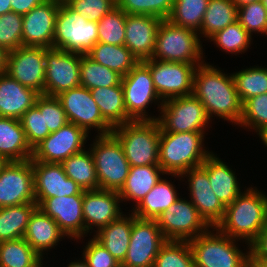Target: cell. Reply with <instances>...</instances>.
I'll list each match as a JSON object with an SVG mask.
<instances>
[{"label": "cell", "instance_id": "7bdbcfd3", "mask_svg": "<svg viewBox=\"0 0 267 267\" xmlns=\"http://www.w3.org/2000/svg\"><path fill=\"white\" fill-rule=\"evenodd\" d=\"M126 16L127 13L117 6L105 14L97 22L98 42L124 45Z\"/></svg>", "mask_w": 267, "mask_h": 267}, {"label": "cell", "instance_id": "e0dca14e", "mask_svg": "<svg viewBox=\"0 0 267 267\" xmlns=\"http://www.w3.org/2000/svg\"><path fill=\"white\" fill-rule=\"evenodd\" d=\"M88 135L83 128L68 122L33 148L31 160L62 163L71 155L85 150Z\"/></svg>", "mask_w": 267, "mask_h": 267}, {"label": "cell", "instance_id": "680465c9", "mask_svg": "<svg viewBox=\"0 0 267 267\" xmlns=\"http://www.w3.org/2000/svg\"><path fill=\"white\" fill-rule=\"evenodd\" d=\"M67 267H88L87 266V263L84 261V259H82V260H74V262H70L69 264H68V266Z\"/></svg>", "mask_w": 267, "mask_h": 267}, {"label": "cell", "instance_id": "ab89813d", "mask_svg": "<svg viewBox=\"0 0 267 267\" xmlns=\"http://www.w3.org/2000/svg\"><path fill=\"white\" fill-rule=\"evenodd\" d=\"M209 0H174L168 20L174 25L200 31Z\"/></svg>", "mask_w": 267, "mask_h": 267}, {"label": "cell", "instance_id": "9f6ffc18", "mask_svg": "<svg viewBox=\"0 0 267 267\" xmlns=\"http://www.w3.org/2000/svg\"><path fill=\"white\" fill-rule=\"evenodd\" d=\"M7 55L8 51L0 46V75L6 71Z\"/></svg>", "mask_w": 267, "mask_h": 267}, {"label": "cell", "instance_id": "f546056e", "mask_svg": "<svg viewBox=\"0 0 267 267\" xmlns=\"http://www.w3.org/2000/svg\"><path fill=\"white\" fill-rule=\"evenodd\" d=\"M133 223V213L122 214L107 226L96 231L93 237L101 243L120 264L127 255Z\"/></svg>", "mask_w": 267, "mask_h": 267}, {"label": "cell", "instance_id": "11a10c76", "mask_svg": "<svg viewBox=\"0 0 267 267\" xmlns=\"http://www.w3.org/2000/svg\"><path fill=\"white\" fill-rule=\"evenodd\" d=\"M248 267H267V261L256 258L251 252L248 259Z\"/></svg>", "mask_w": 267, "mask_h": 267}, {"label": "cell", "instance_id": "8992f818", "mask_svg": "<svg viewBox=\"0 0 267 267\" xmlns=\"http://www.w3.org/2000/svg\"><path fill=\"white\" fill-rule=\"evenodd\" d=\"M130 166L159 164L160 125L156 121H132L112 130Z\"/></svg>", "mask_w": 267, "mask_h": 267}, {"label": "cell", "instance_id": "60d3db41", "mask_svg": "<svg viewBox=\"0 0 267 267\" xmlns=\"http://www.w3.org/2000/svg\"><path fill=\"white\" fill-rule=\"evenodd\" d=\"M208 40L210 42L213 41L221 51L223 50L228 54L231 53L234 55H238L239 53L240 55V53H245L250 48L252 36L236 21L215 33Z\"/></svg>", "mask_w": 267, "mask_h": 267}, {"label": "cell", "instance_id": "2e32d148", "mask_svg": "<svg viewBox=\"0 0 267 267\" xmlns=\"http://www.w3.org/2000/svg\"><path fill=\"white\" fill-rule=\"evenodd\" d=\"M80 64L81 53L46 48L45 95L56 97L81 86Z\"/></svg>", "mask_w": 267, "mask_h": 267}, {"label": "cell", "instance_id": "4dcf8cb0", "mask_svg": "<svg viewBox=\"0 0 267 267\" xmlns=\"http://www.w3.org/2000/svg\"><path fill=\"white\" fill-rule=\"evenodd\" d=\"M90 92L103 119L112 128L133 121L126 112L121 83L111 87L94 88Z\"/></svg>", "mask_w": 267, "mask_h": 267}, {"label": "cell", "instance_id": "d4e9b609", "mask_svg": "<svg viewBox=\"0 0 267 267\" xmlns=\"http://www.w3.org/2000/svg\"><path fill=\"white\" fill-rule=\"evenodd\" d=\"M39 93L6 73L0 75V117L20 119L36 103Z\"/></svg>", "mask_w": 267, "mask_h": 267}, {"label": "cell", "instance_id": "7c38bea8", "mask_svg": "<svg viewBox=\"0 0 267 267\" xmlns=\"http://www.w3.org/2000/svg\"><path fill=\"white\" fill-rule=\"evenodd\" d=\"M156 222L166 240L188 241L210 228L195 205L182 197L163 211Z\"/></svg>", "mask_w": 267, "mask_h": 267}, {"label": "cell", "instance_id": "b9f144b4", "mask_svg": "<svg viewBox=\"0 0 267 267\" xmlns=\"http://www.w3.org/2000/svg\"><path fill=\"white\" fill-rule=\"evenodd\" d=\"M153 267H195L188 241L167 240L160 247Z\"/></svg>", "mask_w": 267, "mask_h": 267}, {"label": "cell", "instance_id": "d590c367", "mask_svg": "<svg viewBox=\"0 0 267 267\" xmlns=\"http://www.w3.org/2000/svg\"><path fill=\"white\" fill-rule=\"evenodd\" d=\"M87 150L71 155L61 164L65 174L73 179L83 191L97 190L99 182L95 163L90 149Z\"/></svg>", "mask_w": 267, "mask_h": 267}, {"label": "cell", "instance_id": "603a6c76", "mask_svg": "<svg viewBox=\"0 0 267 267\" xmlns=\"http://www.w3.org/2000/svg\"><path fill=\"white\" fill-rule=\"evenodd\" d=\"M34 176L35 198L83 195L82 188L63 169L61 163L31 160Z\"/></svg>", "mask_w": 267, "mask_h": 267}, {"label": "cell", "instance_id": "db71d44e", "mask_svg": "<svg viewBox=\"0 0 267 267\" xmlns=\"http://www.w3.org/2000/svg\"><path fill=\"white\" fill-rule=\"evenodd\" d=\"M44 1L45 0H11V10L17 14L25 15Z\"/></svg>", "mask_w": 267, "mask_h": 267}, {"label": "cell", "instance_id": "1f68e13d", "mask_svg": "<svg viewBox=\"0 0 267 267\" xmlns=\"http://www.w3.org/2000/svg\"><path fill=\"white\" fill-rule=\"evenodd\" d=\"M171 180L161 178L131 211L137 218L156 220L158 216L178 198L176 187Z\"/></svg>", "mask_w": 267, "mask_h": 267}, {"label": "cell", "instance_id": "94428289", "mask_svg": "<svg viewBox=\"0 0 267 267\" xmlns=\"http://www.w3.org/2000/svg\"><path fill=\"white\" fill-rule=\"evenodd\" d=\"M232 1L236 4V6L238 8V7L250 4L252 2L259 1V0H232Z\"/></svg>", "mask_w": 267, "mask_h": 267}, {"label": "cell", "instance_id": "44dd1931", "mask_svg": "<svg viewBox=\"0 0 267 267\" xmlns=\"http://www.w3.org/2000/svg\"><path fill=\"white\" fill-rule=\"evenodd\" d=\"M59 0H45L23 15L22 45L53 48Z\"/></svg>", "mask_w": 267, "mask_h": 267}, {"label": "cell", "instance_id": "cb8c5ba5", "mask_svg": "<svg viewBox=\"0 0 267 267\" xmlns=\"http://www.w3.org/2000/svg\"><path fill=\"white\" fill-rule=\"evenodd\" d=\"M161 21L151 15L127 14L124 45L139 62L152 58Z\"/></svg>", "mask_w": 267, "mask_h": 267}, {"label": "cell", "instance_id": "e575fe53", "mask_svg": "<svg viewBox=\"0 0 267 267\" xmlns=\"http://www.w3.org/2000/svg\"><path fill=\"white\" fill-rule=\"evenodd\" d=\"M237 16L238 8L232 0H209L199 31L200 38L203 36L208 40L218 31L236 22Z\"/></svg>", "mask_w": 267, "mask_h": 267}, {"label": "cell", "instance_id": "4316f807", "mask_svg": "<svg viewBox=\"0 0 267 267\" xmlns=\"http://www.w3.org/2000/svg\"><path fill=\"white\" fill-rule=\"evenodd\" d=\"M65 236L56 221L37 208L30 217L23 238L44 259V252L51 248L55 249Z\"/></svg>", "mask_w": 267, "mask_h": 267}, {"label": "cell", "instance_id": "ee69618b", "mask_svg": "<svg viewBox=\"0 0 267 267\" xmlns=\"http://www.w3.org/2000/svg\"><path fill=\"white\" fill-rule=\"evenodd\" d=\"M238 126L256 133L267 128V93L256 95L242 104V117Z\"/></svg>", "mask_w": 267, "mask_h": 267}, {"label": "cell", "instance_id": "6da1fadb", "mask_svg": "<svg viewBox=\"0 0 267 267\" xmlns=\"http://www.w3.org/2000/svg\"><path fill=\"white\" fill-rule=\"evenodd\" d=\"M222 71L208 62L197 66L192 94L203 103L210 120L216 116L238 125L242 117V103L232 74Z\"/></svg>", "mask_w": 267, "mask_h": 267}, {"label": "cell", "instance_id": "5b68a950", "mask_svg": "<svg viewBox=\"0 0 267 267\" xmlns=\"http://www.w3.org/2000/svg\"><path fill=\"white\" fill-rule=\"evenodd\" d=\"M238 241L215 227L188 240L195 267H248L250 247L243 253Z\"/></svg>", "mask_w": 267, "mask_h": 267}, {"label": "cell", "instance_id": "f1b7e54d", "mask_svg": "<svg viewBox=\"0 0 267 267\" xmlns=\"http://www.w3.org/2000/svg\"><path fill=\"white\" fill-rule=\"evenodd\" d=\"M159 164L146 166H130L124 186L119 191L122 203L133 201L137 206L145 195L165 176Z\"/></svg>", "mask_w": 267, "mask_h": 267}, {"label": "cell", "instance_id": "74e56055", "mask_svg": "<svg viewBox=\"0 0 267 267\" xmlns=\"http://www.w3.org/2000/svg\"><path fill=\"white\" fill-rule=\"evenodd\" d=\"M122 76L81 54L80 83L81 86L91 90L99 87H111L121 83Z\"/></svg>", "mask_w": 267, "mask_h": 267}, {"label": "cell", "instance_id": "7a4b0ae2", "mask_svg": "<svg viewBox=\"0 0 267 267\" xmlns=\"http://www.w3.org/2000/svg\"><path fill=\"white\" fill-rule=\"evenodd\" d=\"M267 226V195L256 187L245 190L225 206L223 219L217 228L224 235L250 245Z\"/></svg>", "mask_w": 267, "mask_h": 267}, {"label": "cell", "instance_id": "8fae6325", "mask_svg": "<svg viewBox=\"0 0 267 267\" xmlns=\"http://www.w3.org/2000/svg\"><path fill=\"white\" fill-rule=\"evenodd\" d=\"M142 62L149 68L155 90L163 102L193 93L194 73L196 67L201 64L167 62L152 58Z\"/></svg>", "mask_w": 267, "mask_h": 267}, {"label": "cell", "instance_id": "f5cc1de1", "mask_svg": "<svg viewBox=\"0 0 267 267\" xmlns=\"http://www.w3.org/2000/svg\"><path fill=\"white\" fill-rule=\"evenodd\" d=\"M250 252L258 259L267 261V226L250 245Z\"/></svg>", "mask_w": 267, "mask_h": 267}, {"label": "cell", "instance_id": "30bf717a", "mask_svg": "<svg viewBox=\"0 0 267 267\" xmlns=\"http://www.w3.org/2000/svg\"><path fill=\"white\" fill-rule=\"evenodd\" d=\"M121 85L126 112L133 121L158 120V117L150 116L146 112L147 108L156 101L160 111L163 101L155 90L149 68L143 62H138L128 74L122 77Z\"/></svg>", "mask_w": 267, "mask_h": 267}, {"label": "cell", "instance_id": "f907efd6", "mask_svg": "<svg viewBox=\"0 0 267 267\" xmlns=\"http://www.w3.org/2000/svg\"><path fill=\"white\" fill-rule=\"evenodd\" d=\"M64 2L82 17L94 22H99L105 14L116 7V0H65Z\"/></svg>", "mask_w": 267, "mask_h": 267}, {"label": "cell", "instance_id": "f6af8a7d", "mask_svg": "<svg viewBox=\"0 0 267 267\" xmlns=\"http://www.w3.org/2000/svg\"><path fill=\"white\" fill-rule=\"evenodd\" d=\"M174 0H116V6L127 14L151 15L168 19Z\"/></svg>", "mask_w": 267, "mask_h": 267}, {"label": "cell", "instance_id": "484cf974", "mask_svg": "<svg viewBox=\"0 0 267 267\" xmlns=\"http://www.w3.org/2000/svg\"><path fill=\"white\" fill-rule=\"evenodd\" d=\"M213 152L201 167L207 172L211 188L224 206L231 204L241 193L234 170Z\"/></svg>", "mask_w": 267, "mask_h": 267}, {"label": "cell", "instance_id": "52a82bcc", "mask_svg": "<svg viewBox=\"0 0 267 267\" xmlns=\"http://www.w3.org/2000/svg\"><path fill=\"white\" fill-rule=\"evenodd\" d=\"M92 142L89 149L94 159L99 189L119 192L130 170L121 143L112 133L96 135Z\"/></svg>", "mask_w": 267, "mask_h": 267}, {"label": "cell", "instance_id": "6125c7cd", "mask_svg": "<svg viewBox=\"0 0 267 267\" xmlns=\"http://www.w3.org/2000/svg\"><path fill=\"white\" fill-rule=\"evenodd\" d=\"M6 163L7 161L2 156H0V171Z\"/></svg>", "mask_w": 267, "mask_h": 267}, {"label": "cell", "instance_id": "277c9868", "mask_svg": "<svg viewBox=\"0 0 267 267\" xmlns=\"http://www.w3.org/2000/svg\"><path fill=\"white\" fill-rule=\"evenodd\" d=\"M199 32L174 25L168 19L159 24L152 59L167 62L204 64Z\"/></svg>", "mask_w": 267, "mask_h": 267}, {"label": "cell", "instance_id": "c3c4849f", "mask_svg": "<svg viewBox=\"0 0 267 267\" xmlns=\"http://www.w3.org/2000/svg\"><path fill=\"white\" fill-rule=\"evenodd\" d=\"M35 106L44 112L45 129L50 133L56 132L68 123L64 108L56 97L40 95Z\"/></svg>", "mask_w": 267, "mask_h": 267}, {"label": "cell", "instance_id": "9c48e42d", "mask_svg": "<svg viewBox=\"0 0 267 267\" xmlns=\"http://www.w3.org/2000/svg\"><path fill=\"white\" fill-rule=\"evenodd\" d=\"M157 121L160 132L205 133L212 120L208 117L203 103L191 94L164 101Z\"/></svg>", "mask_w": 267, "mask_h": 267}, {"label": "cell", "instance_id": "836d02e7", "mask_svg": "<svg viewBox=\"0 0 267 267\" xmlns=\"http://www.w3.org/2000/svg\"><path fill=\"white\" fill-rule=\"evenodd\" d=\"M36 202L0 208V242L23 238Z\"/></svg>", "mask_w": 267, "mask_h": 267}, {"label": "cell", "instance_id": "681fc988", "mask_svg": "<svg viewBox=\"0 0 267 267\" xmlns=\"http://www.w3.org/2000/svg\"><path fill=\"white\" fill-rule=\"evenodd\" d=\"M19 120L32 149L50 134L49 129H45L44 112H40L35 105Z\"/></svg>", "mask_w": 267, "mask_h": 267}, {"label": "cell", "instance_id": "816d5d0a", "mask_svg": "<svg viewBox=\"0 0 267 267\" xmlns=\"http://www.w3.org/2000/svg\"><path fill=\"white\" fill-rule=\"evenodd\" d=\"M82 258L88 267H118L120 262L94 237L83 248Z\"/></svg>", "mask_w": 267, "mask_h": 267}, {"label": "cell", "instance_id": "bcb514c9", "mask_svg": "<svg viewBox=\"0 0 267 267\" xmlns=\"http://www.w3.org/2000/svg\"><path fill=\"white\" fill-rule=\"evenodd\" d=\"M237 21L252 36L253 33L265 35L267 30V10L262 1L238 7Z\"/></svg>", "mask_w": 267, "mask_h": 267}, {"label": "cell", "instance_id": "9a60e30c", "mask_svg": "<svg viewBox=\"0 0 267 267\" xmlns=\"http://www.w3.org/2000/svg\"><path fill=\"white\" fill-rule=\"evenodd\" d=\"M46 48L21 46L8 52L5 73L21 85L45 95Z\"/></svg>", "mask_w": 267, "mask_h": 267}, {"label": "cell", "instance_id": "83f0119b", "mask_svg": "<svg viewBox=\"0 0 267 267\" xmlns=\"http://www.w3.org/2000/svg\"><path fill=\"white\" fill-rule=\"evenodd\" d=\"M32 152L20 120L0 117V156L7 162L27 161Z\"/></svg>", "mask_w": 267, "mask_h": 267}, {"label": "cell", "instance_id": "7402d4cb", "mask_svg": "<svg viewBox=\"0 0 267 267\" xmlns=\"http://www.w3.org/2000/svg\"><path fill=\"white\" fill-rule=\"evenodd\" d=\"M120 203L122 201L118 191L103 189L84 191L82 210L85 236L88 233L91 235V233L99 231L124 214L120 208ZM94 227L97 230H94Z\"/></svg>", "mask_w": 267, "mask_h": 267}, {"label": "cell", "instance_id": "ba28073f", "mask_svg": "<svg viewBox=\"0 0 267 267\" xmlns=\"http://www.w3.org/2000/svg\"><path fill=\"white\" fill-rule=\"evenodd\" d=\"M97 42V22L87 20L61 1L55 20L53 48L86 54Z\"/></svg>", "mask_w": 267, "mask_h": 267}, {"label": "cell", "instance_id": "6f0895ef", "mask_svg": "<svg viewBox=\"0 0 267 267\" xmlns=\"http://www.w3.org/2000/svg\"><path fill=\"white\" fill-rule=\"evenodd\" d=\"M11 0H0V15L12 12Z\"/></svg>", "mask_w": 267, "mask_h": 267}, {"label": "cell", "instance_id": "ac0fdd59", "mask_svg": "<svg viewBox=\"0 0 267 267\" xmlns=\"http://www.w3.org/2000/svg\"><path fill=\"white\" fill-rule=\"evenodd\" d=\"M36 202L31 159L9 161L0 171V208Z\"/></svg>", "mask_w": 267, "mask_h": 267}, {"label": "cell", "instance_id": "d6a6232c", "mask_svg": "<svg viewBox=\"0 0 267 267\" xmlns=\"http://www.w3.org/2000/svg\"><path fill=\"white\" fill-rule=\"evenodd\" d=\"M86 55L93 61L116 71L122 77L139 62L125 45L97 42Z\"/></svg>", "mask_w": 267, "mask_h": 267}, {"label": "cell", "instance_id": "7dc6e473", "mask_svg": "<svg viewBox=\"0 0 267 267\" xmlns=\"http://www.w3.org/2000/svg\"><path fill=\"white\" fill-rule=\"evenodd\" d=\"M23 15L9 12L0 15V46L13 51L22 45Z\"/></svg>", "mask_w": 267, "mask_h": 267}, {"label": "cell", "instance_id": "3957f363", "mask_svg": "<svg viewBox=\"0 0 267 267\" xmlns=\"http://www.w3.org/2000/svg\"><path fill=\"white\" fill-rule=\"evenodd\" d=\"M202 132H160L159 166L168 175H181L201 166L212 153L204 148Z\"/></svg>", "mask_w": 267, "mask_h": 267}, {"label": "cell", "instance_id": "5bb4252c", "mask_svg": "<svg viewBox=\"0 0 267 267\" xmlns=\"http://www.w3.org/2000/svg\"><path fill=\"white\" fill-rule=\"evenodd\" d=\"M166 241L156 220L137 218L133 214L129 247L121 265L153 267L159 249Z\"/></svg>", "mask_w": 267, "mask_h": 267}, {"label": "cell", "instance_id": "8d00e7d4", "mask_svg": "<svg viewBox=\"0 0 267 267\" xmlns=\"http://www.w3.org/2000/svg\"><path fill=\"white\" fill-rule=\"evenodd\" d=\"M42 260L24 238L0 242V267H39Z\"/></svg>", "mask_w": 267, "mask_h": 267}, {"label": "cell", "instance_id": "4fadbf2b", "mask_svg": "<svg viewBox=\"0 0 267 267\" xmlns=\"http://www.w3.org/2000/svg\"><path fill=\"white\" fill-rule=\"evenodd\" d=\"M56 98L64 108L68 122L83 128L88 134L93 128L99 131L96 135L112 133L113 128L103 119L90 90L86 87L69 89Z\"/></svg>", "mask_w": 267, "mask_h": 267}, {"label": "cell", "instance_id": "f35d334b", "mask_svg": "<svg viewBox=\"0 0 267 267\" xmlns=\"http://www.w3.org/2000/svg\"><path fill=\"white\" fill-rule=\"evenodd\" d=\"M235 88L241 103L247 99L267 93V67L252 66L232 73Z\"/></svg>", "mask_w": 267, "mask_h": 267}, {"label": "cell", "instance_id": "d6986e66", "mask_svg": "<svg viewBox=\"0 0 267 267\" xmlns=\"http://www.w3.org/2000/svg\"><path fill=\"white\" fill-rule=\"evenodd\" d=\"M38 208L56 221L59 229L69 239L78 240L85 236L83 219V195L50 198H35Z\"/></svg>", "mask_w": 267, "mask_h": 267}, {"label": "cell", "instance_id": "ffe728a7", "mask_svg": "<svg viewBox=\"0 0 267 267\" xmlns=\"http://www.w3.org/2000/svg\"><path fill=\"white\" fill-rule=\"evenodd\" d=\"M175 178L187 179L190 201L195 205L199 215L210 227H216L223 219L225 206L213 192L207 172L201 167L191 168Z\"/></svg>", "mask_w": 267, "mask_h": 267}, {"label": "cell", "instance_id": "e7e4bbea", "mask_svg": "<svg viewBox=\"0 0 267 267\" xmlns=\"http://www.w3.org/2000/svg\"><path fill=\"white\" fill-rule=\"evenodd\" d=\"M43 265H45V264H43V262H42L39 267H46V266H43Z\"/></svg>", "mask_w": 267, "mask_h": 267}, {"label": "cell", "instance_id": "be15d7a7", "mask_svg": "<svg viewBox=\"0 0 267 267\" xmlns=\"http://www.w3.org/2000/svg\"><path fill=\"white\" fill-rule=\"evenodd\" d=\"M262 1V4L264 5V7L266 8L267 10V0H261Z\"/></svg>", "mask_w": 267, "mask_h": 267}, {"label": "cell", "instance_id": "91938a15", "mask_svg": "<svg viewBox=\"0 0 267 267\" xmlns=\"http://www.w3.org/2000/svg\"><path fill=\"white\" fill-rule=\"evenodd\" d=\"M257 135H259L262 143L267 147V128L262 129Z\"/></svg>", "mask_w": 267, "mask_h": 267}]
</instances>
